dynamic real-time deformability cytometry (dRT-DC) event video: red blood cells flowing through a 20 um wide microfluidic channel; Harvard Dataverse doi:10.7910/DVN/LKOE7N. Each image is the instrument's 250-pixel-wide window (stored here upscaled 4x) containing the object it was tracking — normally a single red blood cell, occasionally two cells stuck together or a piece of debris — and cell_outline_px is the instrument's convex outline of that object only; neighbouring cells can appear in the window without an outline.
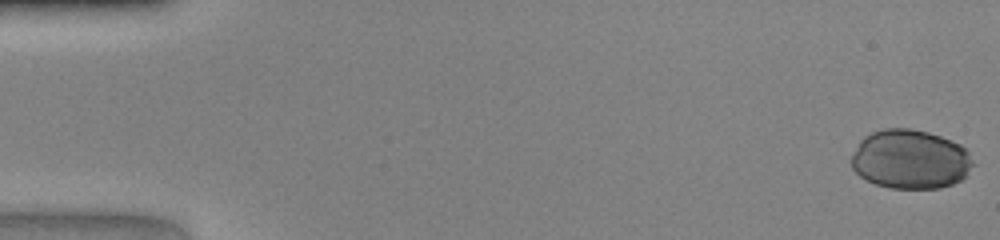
{"species": "human", "species_latin": "Homo sapiens", "temperature_condition": "warm", "stored_images_in_passage": 48, "camera_frame_rate_fps": 3000, "um_per_image_px": 0.085, "donor": {"sex": "female"}, "frame": {"image": 1, "passage_image": 1, "time_ms": 0.0, "image_size_px": [1000, 240], "cell_outline_px": [[976, 164], [960, 180], [952, 184], [940, 188], [892, 188], [876, 184], [860, 176], [852, 168], [852, 156], [860, 140], [864, 136], [872, 132], [884, 128], [908, 128], [928, 132], [952, 140], [960, 144], [968, 152]], "centroid_in_image_um": [77.39, 13.53], "position_along_channel_um": 7.6, "area_um2": 41.96}}
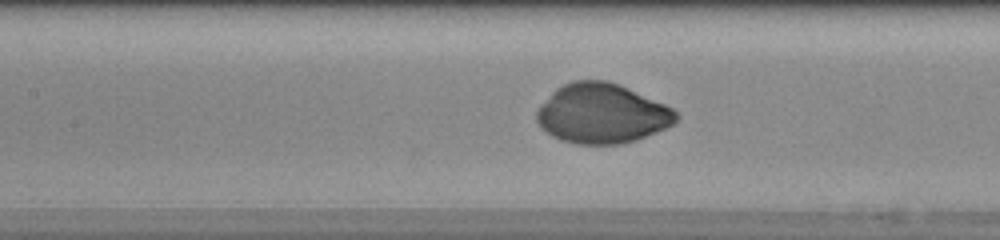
{"frame": {"image": 2, "passage_image": 22, "time_ms": 7.0, "image_size_px": [1000, 240], "cell_outline_px": [[680, 116], [672, 124], [656, 132], [636, 140], [620, 144], [576, 144], [560, 140], [552, 136], [540, 128], [536, 120], [536, 112], [540, 104], [556, 88], [572, 80], [608, 80], [620, 84], [664, 104], [672, 108]], "centroid_in_image_um": [51.13, 9.65], "position_along_channel_um": 156.3, "area_um2": 48.67}}
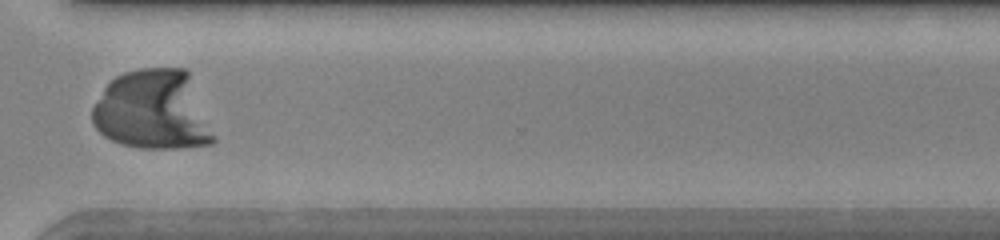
{"frame": {"image": 3, "passage_image": 36, "time_ms": 11.667, "image_size_px": [1000, 240], "cell_outline_px": [[216, 140], [212, 144], [180, 148], [140, 148], [120, 144], [104, 136], [92, 124], [92, 108], [104, 88], [116, 76], [124, 72], [140, 68], [184, 68], [188, 72], [216, 136]], "centroid_in_image_um": [13.0, 9.39], "position_along_channel_um": 357.6, "area_um2": 56.53}}